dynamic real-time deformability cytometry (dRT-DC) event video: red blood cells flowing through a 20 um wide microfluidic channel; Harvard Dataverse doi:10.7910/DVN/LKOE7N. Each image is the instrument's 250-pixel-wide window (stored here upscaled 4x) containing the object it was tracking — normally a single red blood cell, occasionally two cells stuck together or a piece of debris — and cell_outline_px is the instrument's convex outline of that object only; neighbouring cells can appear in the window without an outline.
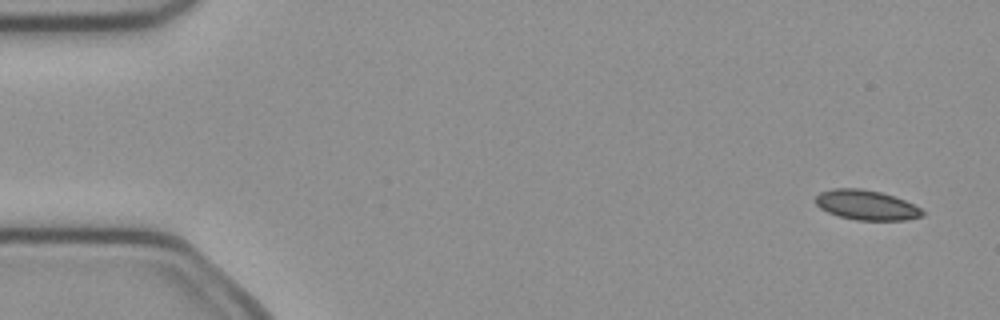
{"species": "common noctule bat (a hibernating species)", "species_latin": "Nyctalus noctula", "temperature_condition": "cold", "stored_images_in_passage": 48, "camera_frame_rate_fps": 3000, "um_per_image_px": 0.085, "animal": {"sex": "female", "body_mass_g": 21.9}, "frame": {"image": 1, "passage_image": 1, "time_ms": 0.0, "image_size_px": [1000, 320], "cell_outline_px": [[924, 216], [904, 220], [856, 220], [840, 216], [828, 212], [820, 208], [812, 200], [820, 192], [832, 188], [860, 188], [880, 192], [904, 200], [920, 208], [924, 212]], "centroid_in_image_um": [73.6, 17.42], "position_along_channel_um": 11.4, "area_um2": 18.55}}
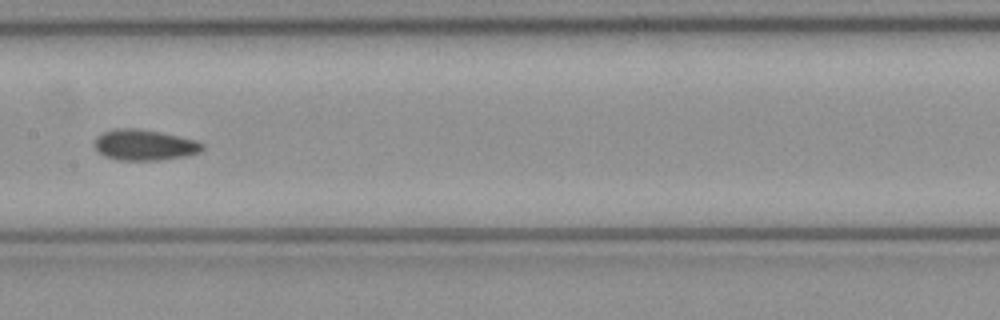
{"frame": {"image": 2, "passage_image": 24, "time_ms": 7.667, "image_size_px": [1000, 320], "cell_outline_px": [[204, 148], [200, 152], [184, 156], [160, 160], [116, 160], [104, 156], [92, 144], [96, 136], [104, 132], [116, 128], [140, 128], [160, 132], [196, 140], [204, 144]], "centroid_in_image_um": [12.25, 12.32], "position_along_channel_um": 195.1, "area_um2": 19.48}}
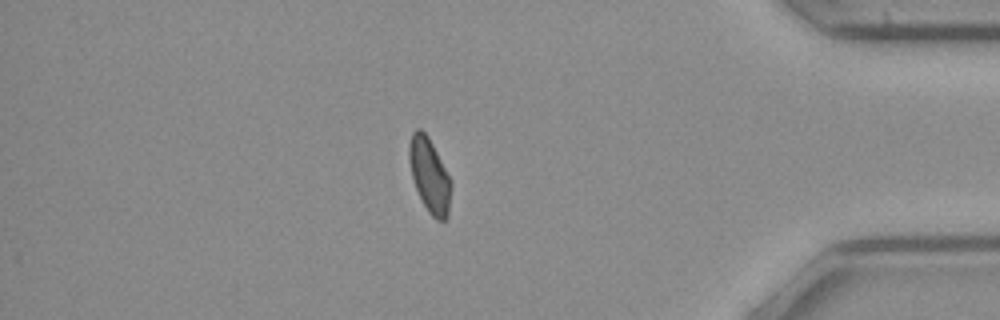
{"frame": {"image": 3, "passage_image": 42, "time_ms": 13.667, "image_size_px": [1000, 320], "cell_outline_px": [[452, 184], [448, 216], [444, 220], [436, 220], [428, 212], [416, 188], [412, 176], [408, 156], [408, 144], [412, 132], [416, 128], [420, 128], [428, 136], [452, 180]], "centroid_in_image_um": [36.52, 14.89], "position_along_channel_um": 398.7, "area_um2": 18.21}, "authors_computed_cell_mechanics": {"area_um2": 18.7561, "velocity_mm_per_s": 4.0277, "shape_relaxation_time_tau1_ms": null, "shape_relaxation_time_tau2_ms": 3.1177, "deformation_change_tau1": null, "deformation_change_tau2": 0.0783}}